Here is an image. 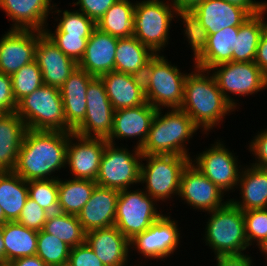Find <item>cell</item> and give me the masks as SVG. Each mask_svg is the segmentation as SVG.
<instances>
[{
	"label": "cell",
	"instance_id": "c3c4849f",
	"mask_svg": "<svg viewBox=\"0 0 267 266\" xmlns=\"http://www.w3.org/2000/svg\"><path fill=\"white\" fill-rule=\"evenodd\" d=\"M17 102L12 90L11 76L0 72V112H16Z\"/></svg>",
	"mask_w": 267,
	"mask_h": 266
},
{
	"label": "cell",
	"instance_id": "f907efd6",
	"mask_svg": "<svg viewBox=\"0 0 267 266\" xmlns=\"http://www.w3.org/2000/svg\"><path fill=\"white\" fill-rule=\"evenodd\" d=\"M254 62L267 77V29L264 31L260 38Z\"/></svg>",
	"mask_w": 267,
	"mask_h": 266
},
{
	"label": "cell",
	"instance_id": "d6986e66",
	"mask_svg": "<svg viewBox=\"0 0 267 266\" xmlns=\"http://www.w3.org/2000/svg\"><path fill=\"white\" fill-rule=\"evenodd\" d=\"M35 61L41 70L43 83L57 88H61L78 67L75 60L62 53L53 41L40 31H38Z\"/></svg>",
	"mask_w": 267,
	"mask_h": 266
},
{
	"label": "cell",
	"instance_id": "e0dca14e",
	"mask_svg": "<svg viewBox=\"0 0 267 266\" xmlns=\"http://www.w3.org/2000/svg\"><path fill=\"white\" fill-rule=\"evenodd\" d=\"M38 31L9 29L0 37V72L13 75L35 60Z\"/></svg>",
	"mask_w": 267,
	"mask_h": 266
},
{
	"label": "cell",
	"instance_id": "ac0fdd59",
	"mask_svg": "<svg viewBox=\"0 0 267 266\" xmlns=\"http://www.w3.org/2000/svg\"><path fill=\"white\" fill-rule=\"evenodd\" d=\"M156 112L157 109L148 102L136 107L115 110L113 130L107 139L108 143L116 145L115 140L129 138L137 140L138 138L135 147L141 149L147 139Z\"/></svg>",
	"mask_w": 267,
	"mask_h": 266
},
{
	"label": "cell",
	"instance_id": "4316f807",
	"mask_svg": "<svg viewBox=\"0 0 267 266\" xmlns=\"http://www.w3.org/2000/svg\"><path fill=\"white\" fill-rule=\"evenodd\" d=\"M244 166L237 185L240 200H229L242 211L267 209V168Z\"/></svg>",
	"mask_w": 267,
	"mask_h": 266
},
{
	"label": "cell",
	"instance_id": "4dcf8cb0",
	"mask_svg": "<svg viewBox=\"0 0 267 266\" xmlns=\"http://www.w3.org/2000/svg\"><path fill=\"white\" fill-rule=\"evenodd\" d=\"M27 198V181L14 171L0 172V206L9 222L18 220Z\"/></svg>",
	"mask_w": 267,
	"mask_h": 266
},
{
	"label": "cell",
	"instance_id": "277c9868",
	"mask_svg": "<svg viewBox=\"0 0 267 266\" xmlns=\"http://www.w3.org/2000/svg\"><path fill=\"white\" fill-rule=\"evenodd\" d=\"M166 57L163 53H158L148 62L142 77L146 102L157 110L180 109L188 72H181Z\"/></svg>",
	"mask_w": 267,
	"mask_h": 266
},
{
	"label": "cell",
	"instance_id": "6da1fadb",
	"mask_svg": "<svg viewBox=\"0 0 267 266\" xmlns=\"http://www.w3.org/2000/svg\"><path fill=\"white\" fill-rule=\"evenodd\" d=\"M68 138L62 131L27 129L13 171L25 181L59 179L54 174L66 169Z\"/></svg>",
	"mask_w": 267,
	"mask_h": 266
},
{
	"label": "cell",
	"instance_id": "7a4b0ae2",
	"mask_svg": "<svg viewBox=\"0 0 267 266\" xmlns=\"http://www.w3.org/2000/svg\"><path fill=\"white\" fill-rule=\"evenodd\" d=\"M180 109L206 135L217 125L220 127L225 116L236 110L223 96L213 74L195 66L186 76Z\"/></svg>",
	"mask_w": 267,
	"mask_h": 266
},
{
	"label": "cell",
	"instance_id": "bcb514c9",
	"mask_svg": "<svg viewBox=\"0 0 267 266\" xmlns=\"http://www.w3.org/2000/svg\"><path fill=\"white\" fill-rule=\"evenodd\" d=\"M248 143L249 152L255 156V161L251 165L267 168V128L258 131Z\"/></svg>",
	"mask_w": 267,
	"mask_h": 266
},
{
	"label": "cell",
	"instance_id": "ffe728a7",
	"mask_svg": "<svg viewBox=\"0 0 267 266\" xmlns=\"http://www.w3.org/2000/svg\"><path fill=\"white\" fill-rule=\"evenodd\" d=\"M85 242L104 266L130 264V241L115 226L87 232Z\"/></svg>",
	"mask_w": 267,
	"mask_h": 266
},
{
	"label": "cell",
	"instance_id": "f546056e",
	"mask_svg": "<svg viewBox=\"0 0 267 266\" xmlns=\"http://www.w3.org/2000/svg\"><path fill=\"white\" fill-rule=\"evenodd\" d=\"M267 8L261 13L252 15L238 27L233 49V62H254L260 38L267 29V18H264Z\"/></svg>",
	"mask_w": 267,
	"mask_h": 266
},
{
	"label": "cell",
	"instance_id": "11a10c76",
	"mask_svg": "<svg viewBox=\"0 0 267 266\" xmlns=\"http://www.w3.org/2000/svg\"><path fill=\"white\" fill-rule=\"evenodd\" d=\"M0 264L5 266V245L2 235V225H0Z\"/></svg>",
	"mask_w": 267,
	"mask_h": 266
},
{
	"label": "cell",
	"instance_id": "6f0895ef",
	"mask_svg": "<svg viewBox=\"0 0 267 266\" xmlns=\"http://www.w3.org/2000/svg\"><path fill=\"white\" fill-rule=\"evenodd\" d=\"M9 222L4 215V210L0 206V225H4L5 223Z\"/></svg>",
	"mask_w": 267,
	"mask_h": 266
},
{
	"label": "cell",
	"instance_id": "681fc988",
	"mask_svg": "<svg viewBox=\"0 0 267 266\" xmlns=\"http://www.w3.org/2000/svg\"><path fill=\"white\" fill-rule=\"evenodd\" d=\"M217 266H254V260L251 255H230V256H215ZM253 263V264H252Z\"/></svg>",
	"mask_w": 267,
	"mask_h": 266
},
{
	"label": "cell",
	"instance_id": "5b68a950",
	"mask_svg": "<svg viewBox=\"0 0 267 266\" xmlns=\"http://www.w3.org/2000/svg\"><path fill=\"white\" fill-rule=\"evenodd\" d=\"M207 214L210 217L202 240L212 249L214 257L243 255L249 248L243 211L229 200L223 207Z\"/></svg>",
	"mask_w": 267,
	"mask_h": 266
},
{
	"label": "cell",
	"instance_id": "7bdbcfd3",
	"mask_svg": "<svg viewBox=\"0 0 267 266\" xmlns=\"http://www.w3.org/2000/svg\"><path fill=\"white\" fill-rule=\"evenodd\" d=\"M62 53L75 60L77 63L81 60L88 39L91 35L74 34H46Z\"/></svg>",
	"mask_w": 267,
	"mask_h": 266
},
{
	"label": "cell",
	"instance_id": "7402d4cb",
	"mask_svg": "<svg viewBox=\"0 0 267 266\" xmlns=\"http://www.w3.org/2000/svg\"><path fill=\"white\" fill-rule=\"evenodd\" d=\"M118 37L99 30H93L78 67L93 77L115 70V54Z\"/></svg>",
	"mask_w": 267,
	"mask_h": 266
},
{
	"label": "cell",
	"instance_id": "83f0119b",
	"mask_svg": "<svg viewBox=\"0 0 267 266\" xmlns=\"http://www.w3.org/2000/svg\"><path fill=\"white\" fill-rule=\"evenodd\" d=\"M26 130L16 112L0 114V172L15 169Z\"/></svg>",
	"mask_w": 267,
	"mask_h": 266
},
{
	"label": "cell",
	"instance_id": "ee69618b",
	"mask_svg": "<svg viewBox=\"0 0 267 266\" xmlns=\"http://www.w3.org/2000/svg\"><path fill=\"white\" fill-rule=\"evenodd\" d=\"M49 213L40 207L34 200L27 198L21 214L16 222L28 229L41 231L47 221Z\"/></svg>",
	"mask_w": 267,
	"mask_h": 266
},
{
	"label": "cell",
	"instance_id": "7c38bea8",
	"mask_svg": "<svg viewBox=\"0 0 267 266\" xmlns=\"http://www.w3.org/2000/svg\"><path fill=\"white\" fill-rule=\"evenodd\" d=\"M218 139L208 149L192 156L190 162L222 192L230 194L237 189L243 165L238 156L232 153L234 151H230L222 139Z\"/></svg>",
	"mask_w": 267,
	"mask_h": 266
},
{
	"label": "cell",
	"instance_id": "d590c367",
	"mask_svg": "<svg viewBox=\"0 0 267 266\" xmlns=\"http://www.w3.org/2000/svg\"><path fill=\"white\" fill-rule=\"evenodd\" d=\"M42 230L54 235L71 248L85 243L86 232L77 215L62 212L51 213L48 215Z\"/></svg>",
	"mask_w": 267,
	"mask_h": 266
},
{
	"label": "cell",
	"instance_id": "816d5d0a",
	"mask_svg": "<svg viewBox=\"0 0 267 266\" xmlns=\"http://www.w3.org/2000/svg\"><path fill=\"white\" fill-rule=\"evenodd\" d=\"M227 3H231L238 7L246 9L251 15L261 13L267 8V1H256V0H223Z\"/></svg>",
	"mask_w": 267,
	"mask_h": 266
},
{
	"label": "cell",
	"instance_id": "9f6ffc18",
	"mask_svg": "<svg viewBox=\"0 0 267 266\" xmlns=\"http://www.w3.org/2000/svg\"><path fill=\"white\" fill-rule=\"evenodd\" d=\"M257 247L260 250V254L263 253L262 255H265L264 257H266L265 260L267 261V239L262 241Z\"/></svg>",
	"mask_w": 267,
	"mask_h": 266
},
{
	"label": "cell",
	"instance_id": "30bf717a",
	"mask_svg": "<svg viewBox=\"0 0 267 266\" xmlns=\"http://www.w3.org/2000/svg\"><path fill=\"white\" fill-rule=\"evenodd\" d=\"M157 203L143 188L120 190L114 226L130 241L163 215Z\"/></svg>",
	"mask_w": 267,
	"mask_h": 266
},
{
	"label": "cell",
	"instance_id": "f1b7e54d",
	"mask_svg": "<svg viewBox=\"0 0 267 266\" xmlns=\"http://www.w3.org/2000/svg\"><path fill=\"white\" fill-rule=\"evenodd\" d=\"M155 53L136 37L118 38L115 54V70L143 77L148 62Z\"/></svg>",
	"mask_w": 267,
	"mask_h": 266
},
{
	"label": "cell",
	"instance_id": "db71d44e",
	"mask_svg": "<svg viewBox=\"0 0 267 266\" xmlns=\"http://www.w3.org/2000/svg\"><path fill=\"white\" fill-rule=\"evenodd\" d=\"M204 0H171V4L176 10H193Z\"/></svg>",
	"mask_w": 267,
	"mask_h": 266
},
{
	"label": "cell",
	"instance_id": "ba28073f",
	"mask_svg": "<svg viewBox=\"0 0 267 266\" xmlns=\"http://www.w3.org/2000/svg\"><path fill=\"white\" fill-rule=\"evenodd\" d=\"M165 1H136L134 10L135 33L133 36L155 54L164 52L167 47L170 40L169 29L172 28L171 24L177 13L170 0Z\"/></svg>",
	"mask_w": 267,
	"mask_h": 266
},
{
	"label": "cell",
	"instance_id": "836d02e7",
	"mask_svg": "<svg viewBox=\"0 0 267 266\" xmlns=\"http://www.w3.org/2000/svg\"><path fill=\"white\" fill-rule=\"evenodd\" d=\"M135 2L117 0L96 22V27L118 38H129L135 33Z\"/></svg>",
	"mask_w": 267,
	"mask_h": 266
},
{
	"label": "cell",
	"instance_id": "f6af8a7d",
	"mask_svg": "<svg viewBox=\"0 0 267 266\" xmlns=\"http://www.w3.org/2000/svg\"><path fill=\"white\" fill-rule=\"evenodd\" d=\"M67 266H104L93 250L85 243L71 248Z\"/></svg>",
	"mask_w": 267,
	"mask_h": 266
},
{
	"label": "cell",
	"instance_id": "4fadbf2b",
	"mask_svg": "<svg viewBox=\"0 0 267 266\" xmlns=\"http://www.w3.org/2000/svg\"><path fill=\"white\" fill-rule=\"evenodd\" d=\"M169 215L163 214L157 221L152 223L144 232L137 234L130 240V251H136L138 255L148 259H158L165 262L180 247V228L178 220H173ZM133 248V249H132Z\"/></svg>",
	"mask_w": 267,
	"mask_h": 266
},
{
	"label": "cell",
	"instance_id": "b9f144b4",
	"mask_svg": "<svg viewBox=\"0 0 267 266\" xmlns=\"http://www.w3.org/2000/svg\"><path fill=\"white\" fill-rule=\"evenodd\" d=\"M243 216L249 247L267 239V209L243 211Z\"/></svg>",
	"mask_w": 267,
	"mask_h": 266
},
{
	"label": "cell",
	"instance_id": "ab89813d",
	"mask_svg": "<svg viewBox=\"0 0 267 266\" xmlns=\"http://www.w3.org/2000/svg\"><path fill=\"white\" fill-rule=\"evenodd\" d=\"M11 82L17 103L44 84L41 70L35 60L11 75Z\"/></svg>",
	"mask_w": 267,
	"mask_h": 266
},
{
	"label": "cell",
	"instance_id": "2e32d148",
	"mask_svg": "<svg viewBox=\"0 0 267 266\" xmlns=\"http://www.w3.org/2000/svg\"><path fill=\"white\" fill-rule=\"evenodd\" d=\"M107 143L103 138H86L69 132L66 167L71 178L95 181Z\"/></svg>",
	"mask_w": 267,
	"mask_h": 266
},
{
	"label": "cell",
	"instance_id": "9a60e30c",
	"mask_svg": "<svg viewBox=\"0 0 267 266\" xmlns=\"http://www.w3.org/2000/svg\"><path fill=\"white\" fill-rule=\"evenodd\" d=\"M225 193L204 176L191 162L183 169L178 198L202 212H210L223 207L229 199L225 200ZM225 200V201H224Z\"/></svg>",
	"mask_w": 267,
	"mask_h": 266
},
{
	"label": "cell",
	"instance_id": "5bb4252c",
	"mask_svg": "<svg viewBox=\"0 0 267 266\" xmlns=\"http://www.w3.org/2000/svg\"><path fill=\"white\" fill-rule=\"evenodd\" d=\"M87 109L84 121L73 131L86 138L108 139L113 130L114 108L104 84L95 77L86 90Z\"/></svg>",
	"mask_w": 267,
	"mask_h": 266
},
{
	"label": "cell",
	"instance_id": "52a82bcc",
	"mask_svg": "<svg viewBox=\"0 0 267 266\" xmlns=\"http://www.w3.org/2000/svg\"><path fill=\"white\" fill-rule=\"evenodd\" d=\"M140 183L158 203L178 198L183 169L190 158L182 155H142ZM145 184V186H144ZM167 200V201H166Z\"/></svg>",
	"mask_w": 267,
	"mask_h": 266
},
{
	"label": "cell",
	"instance_id": "d4e9b609",
	"mask_svg": "<svg viewBox=\"0 0 267 266\" xmlns=\"http://www.w3.org/2000/svg\"><path fill=\"white\" fill-rule=\"evenodd\" d=\"M94 78L77 67L60 88L66 124L72 131L84 121L87 109L86 90Z\"/></svg>",
	"mask_w": 267,
	"mask_h": 266
},
{
	"label": "cell",
	"instance_id": "7dc6e473",
	"mask_svg": "<svg viewBox=\"0 0 267 266\" xmlns=\"http://www.w3.org/2000/svg\"><path fill=\"white\" fill-rule=\"evenodd\" d=\"M117 0H77L72 6L97 22Z\"/></svg>",
	"mask_w": 267,
	"mask_h": 266
},
{
	"label": "cell",
	"instance_id": "3957f363",
	"mask_svg": "<svg viewBox=\"0 0 267 266\" xmlns=\"http://www.w3.org/2000/svg\"><path fill=\"white\" fill-rule=\"evenodd\" d=\"M166 111L164 114V109L157 110L147 139L140 149L142 154L182 155L191 159L187 143H190L199 128L183 110Z\"/></svg>",
	"mask_w": 267,
	"mask_h": 266
},
{
	"label": "cell",
	"instance_id": "cb8c5ba5",
	"mask_svg": "<svg viewBox=\"0 0 267 266\" xmlns=\"http://www.w3.org/2000/svg\"><path fill=\"white\" fill-rule=\"evenodd\" d=\"M114 110L136 107L146 103L143 79L118 71L99 77Z\"/></svg>",
	"mask_w": 267,
	"mask_h": 266
},
{
	"label": "cell",
	"instance_id": "8d00e7d4",
	"mask_svg": "<svg viewBox=\"0 0 267 266\" xmlns=\"http://www.w3.org/2000/svg\"><path fill=\"white\" fill-rule=\"evenodd\" d=\"M56 7V8H55ZM59 17L54 18L58 24L56 29H44L45 34H74V35H91L93 30L96 28V22L91 18L87 17L84 13L79 10H59L55 3L52 10V14ZM61 13V14H60ZM62 15V16H61ZM61 18V19H60Z\"/></svg>",
	"mask_w": 267,
	"mask_h": 266
},
{
	"label": "cell",
	"instance_id": "f5cc1de1",
	"mask_svg": "<svg viewBox=\"0 0 267 266\" xmlns=\"http://www.w3.org/2000/svg\"><path fill=\"white\" fill-rule=\"evenodd\" d=\"M6 266H47L37 255L20 257L12 260Z\"/></svg>",
	"mask_w": 267,
	"mask_h": 266
},
{
	"label": "cell",
	"instance_id": "9c48e42d",
	"mask_svg": "<svg viewBox=\"0 0 267 266\" xmlns=\"http://www.w3.org/2000/svg\"><path fill=\"white\" fill-rule=\"evenodd\" d=\"M121 146L111 143L105 145L99 172L95 179L98 186L120 191L133 188L135 184L141 185L140 174L143 155L141 150L134 146L130 151L123 144Z\"/></svg>",
	"mask_w": 267,
	"mask_h": 266
},
{
	"label": "cell",
	"instance_id": "74e56055",
	"mask_svg": "<svg viewBox=\"0 0 267 266\" xmlns=\"http://www.w3.org/2000/svg\"><path fill=\"white\" fill-rule=\"evenodd\" d=\"M71 247L52 234L38 231L36 255L47 266H64L68 264Z\"/></svg>",
	"mask_w": 267,
	"mask_h": 266
},
{
	"label": "cell",
	"instance_id": "60d3db41",
	"mask_svg": "<svg viewBox=\"0 0 267 266\" xmlns=\"http://www.w3.org/2000/svg\"><path fill=\"white\" fill-rule=\"evenodd\" d=\"M28 197L49 214L59 212L58 179L27 181Z\"/></svg>",
	"mask_w": 267,
	"mask_h": 266
},
{
	"label": "cell",
	"instance_id": "d6a6232c",
	"mask_svg": "<svg viewBox=\"0 0 267 266\" xmlns=\"http://www.w3.org/2000/svg\"><path fill=\"white\" fill-rule=\"evenodd\" d=\"M2 235L5 245V266L14 259L36 255L37 231L15 221L2 225Z\"/></svg>",
	"mask_w": 267,
	"mask_h": 266
},
{
	"label": "cell",
	"instance_id": "8992f818",
	"mask_svg": "<svg viewBox=\"0 0 267 266\" xmlns=\"http://www.w3.org/2000/svg\"><path fill=\"white\" fill-rule=\"evenodd\" d=\"M16 114L35 131L73 132L66 124L60 88L43 84L17 103Z\"/></svg>",
	"mask_w": 267,
	"mask_h": 266
},
{
	"label": "cell",
	"instance_id": "1f68e13d",
	"mask_svg": "<svg viewBox=\"0 0 267 266\" xmlns=\"http://www.w3.org/2000/svg\"><path fill=\"white\" fill-rule=\"evenodd\" d=\"M237 34L238 27H227L208 35L206 50L193 62V66L210 70L216 65L231 62Z\"/></svg>",
	"mask_w": 267,
	"mask_h": 266
},
{
	"label": "cell",
	"instance_id": "e575fe53",
	"mask_svg": "<svg viewBox=\"0 0 267 266\" xmlns=\"http://www.w3.org/2000/svg\"><path fill=\"white\" fill-rule=\"evenodd\" d=\"M58 179L59 212L78 215L90 199L96 182L88 179Z\"/></svg>",
	"mask_w": 267,
	"mask_h": 266
},
{
	"label": "cell",
	"instance_id": "603a6c76",
	"mask_svg": "<svg viewBox=\"0 0 267 266\" xmlns=\"http://www.w3.org/2000/svg\"><path fill=\"white\" fill-rule=\"evenodd\" d=\"M119 190L96 186L85 206L77 215L84 231L115 225Z\"/></svg>",
	"mask_w": 267,
	"mask_h": 266
},
{
	"label": "cell",
	"instance_id": "8fae6325",
	"mask_svg": "<svg viewBox=\"0 0 267 266\" xmlns=\"http://www.w3.org/2000/svg\"><path fill=\"white\" fill-rule=\"evenodd\" d=\"M209 71L212 72L225 99L236 110L241 105L237 103L239 100L235 99L234 95L253 96L267 89V77L255 62L231 61L216 65Z\"/></svg>",
	"mask_w": 267,
	"mask_h": 266
},
{
	"label": "cell",
	"instance_id": "484cf974",
	"mask_svg": "<svg viewBox=\"0 0 267 266\" xmlns=\"http://www.w3.org/2000/svg\"><path fill=\"white\" fill-rule=\"evenodd\" d=\"M192 11L208 35L227 27H239L252 16L246 9L223 0H204Z\"/></svg>",
	"mask_w": 267,
	"mask_h": 266
},
{
	"label": "cell",
	"instance_id": "f35d334b",
	"mask_svg": "<svg viewBox=\"0 0 267 266\" xmlns=\"http://www.w3.org/2000/svg\"><path fill=\"white\" fill-rule=\"evenodd\" d=\"M175 19L183 22L182 25L184 24L182 32H184V37L187 38L190 49L193 50V61L195 62L206 50L208 42L207 30L202 26L199 18L192 10H178Z\"/></svg>",
	"mask_w": 267,
	"mask_h": 266
},
{
	"label": "cell",
	"instance_id": "44dd1931",
	"mask_svg": "<svg viewBox=\"0 0 267 266\" xmlns=\"http://www.w3.org/2000/svg\"><path fill=\"white\" fill-rule=\"evenodd\" d=\"M52 0H0V8L13 24L9 29L36 30L44 32L48 15H52Z\"/></svg>",
	"mask_w": 267,
	"mask_h": 266
}]
</instances>
